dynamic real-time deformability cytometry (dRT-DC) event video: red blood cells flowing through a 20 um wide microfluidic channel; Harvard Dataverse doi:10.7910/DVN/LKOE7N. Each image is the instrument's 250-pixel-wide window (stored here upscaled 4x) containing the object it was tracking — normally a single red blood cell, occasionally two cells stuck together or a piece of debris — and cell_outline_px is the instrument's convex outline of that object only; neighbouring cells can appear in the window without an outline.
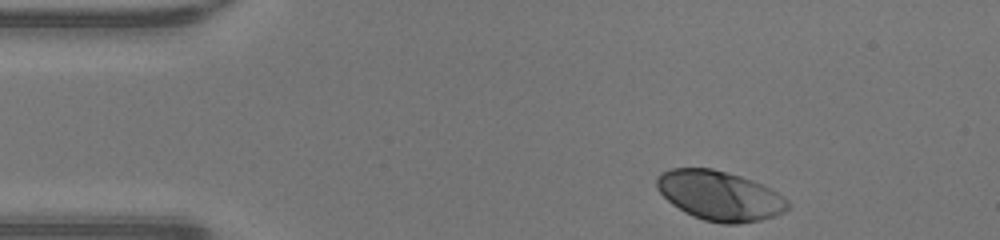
{"species": "human", "species_latin": "Homo sapiens", "temperature_condition": "warm", "stored_images_in_passage": 33, "camera_frame_rate_fps": 3000, "um_per_image_px": 0.085, "donor": {"sex": "male"}, "frame": {"image": 1, "passage_image": 1, "time_ms": 0.0, "image_size_px": [1000, 240], "cell_outline_px": [[788, 208], [784, 212], [776, 216], [760, 220], [740, 224], [724, 224], [704, 220], [692, 216], [684, 212], [672, 204], [656, 188], [656, 180], [660, 172], [672, 168], [712, 168], [740, 176], [752, 180], [784, 196], [788, 200]], "centroid_in_image_um": [61.16, 16.64], "position_along_channel_um": 23.8, "area_um2": 37.86}}
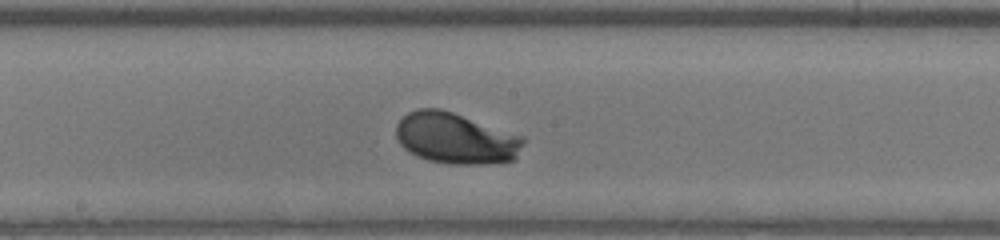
{"frame": {"image": 2, "passage_image": 19, "time_ms": 6.0, "image_size_px": [1000, 240], "cell_outline_px": [[524, 144], [516, 160], [488, 164], [452, 164], [428, 160], [416, 156], [408, 152], [400, 144], [396, 136], [396, 124], [408, 112], [416, 108], [440, 108], [524, 136]], "centroid_in_image_um": [38.75, 11.76], "position_along_channel_um": 209.5, "area_um2": 38.15}}
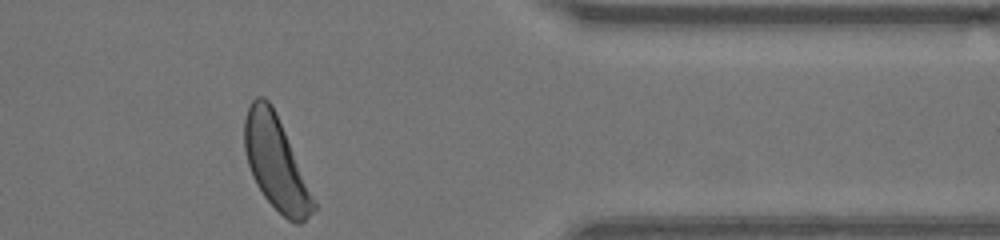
{"frame": {"image": 3, "passage_image": 33, "time_ms": 10.667, "image_size_px": [1000, 240], "cell_outline_px": [[316, 208], [300, 224], [296, 224], [288, 220], [264, 196], [256, 184], [252, 176], [248, 164], [244, 148], [244, 120], [248, 108], [252, 100], [256, 96], [264, 96], [272, 104], [316, 204]], "centroid_in_image_um": [23.41, 13.83], "position_along_channel_um": 388.0, "area_um2": 36.53}, "authors_computed_cell_mechanics": {"area_um2": 36.5296, "velocity_mm_per_s": 4.302, "shape_relaxation_time_tau1_ms": 1.5771, "shape_relaxation_time_tau2_ms": null, "deformation_change_tau1": 0.1363, "deformation_change_tau2": null}}